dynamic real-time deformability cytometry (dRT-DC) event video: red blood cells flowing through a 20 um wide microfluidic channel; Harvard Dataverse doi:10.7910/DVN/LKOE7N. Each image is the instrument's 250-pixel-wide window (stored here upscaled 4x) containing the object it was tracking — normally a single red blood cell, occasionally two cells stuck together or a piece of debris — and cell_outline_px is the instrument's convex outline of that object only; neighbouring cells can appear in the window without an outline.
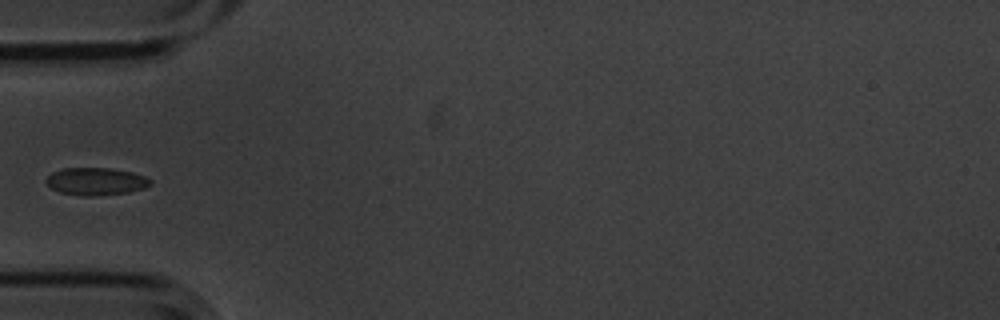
{"species": "common noctule bat (a hibernating species)", "species_latin": "Nyctalus noctula", "temperature_condition": "cold", "stored_images_in_passage": 10, "camera_frame_rate_fps": 3000, "um_per_image_px": 0.085, "animal": {"sex": "male", "body_mass_g": 20.1, "forearm_length_mm": 53.5}, "frame": {"image": 1, "passage_image": 5, "time_ms": 1.333, "image_size_px": [1000, 320], "cell_outline_px": [[152, 184], [144, 188], [128, 192], [92, 196], [80, 196], [60, 192], [52, 188], [44, 180], [52, 172], [64, 168], [108, 168], [132, 172], [144, 176], [152, 180]], "centroid_in_image_um": [8.15, 15.42], "position_along_channel_um": 76.8, "area_um2": 16.65}}
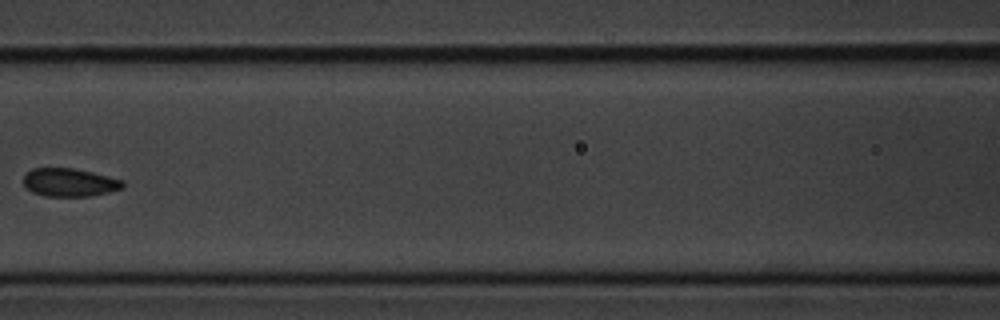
{"frame": {"image": 2, "passage_image": 7, "time_ms": 2.0, "image_size_px": [1000, 320], "cell_outline_px": [[124, 188], [108, 192], [88, 196], [44, 196], [32, 192], [24, 184], [24, 172], [32, 168], [72, 168], [92, 172], [124, 180]], "centroid_in_image_um": [5.9, 15.5], "position_along_channel_um": 160.7, "area_um2": 16.36}}
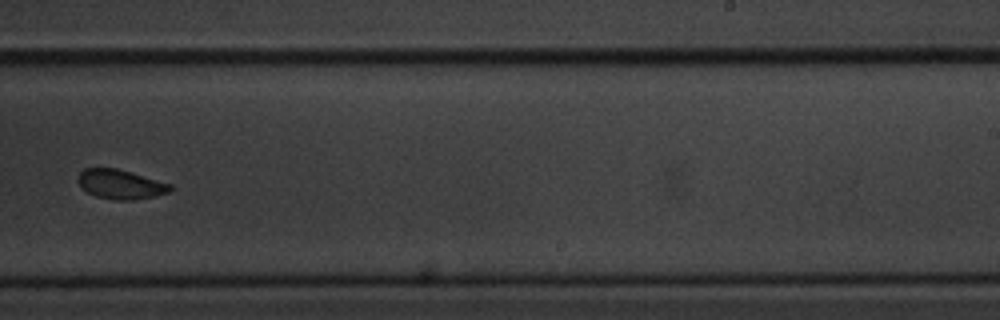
{"frame": {"image": 3, "passage_image": 10, "time_ms": 3.0, "image_size_px": [1000, 320], "cell_outline_px": [[176, 188], [172, 192], [132, 200], [116, 200], [96, 196], [80, 188], [76, 180], [80, 172], [84, 168], [116, 168], [172, 184]], "centroid_in_image_um": [10.25, 15.66], "position_along_channel_um": 278.7, "area_um2": 15.95}}